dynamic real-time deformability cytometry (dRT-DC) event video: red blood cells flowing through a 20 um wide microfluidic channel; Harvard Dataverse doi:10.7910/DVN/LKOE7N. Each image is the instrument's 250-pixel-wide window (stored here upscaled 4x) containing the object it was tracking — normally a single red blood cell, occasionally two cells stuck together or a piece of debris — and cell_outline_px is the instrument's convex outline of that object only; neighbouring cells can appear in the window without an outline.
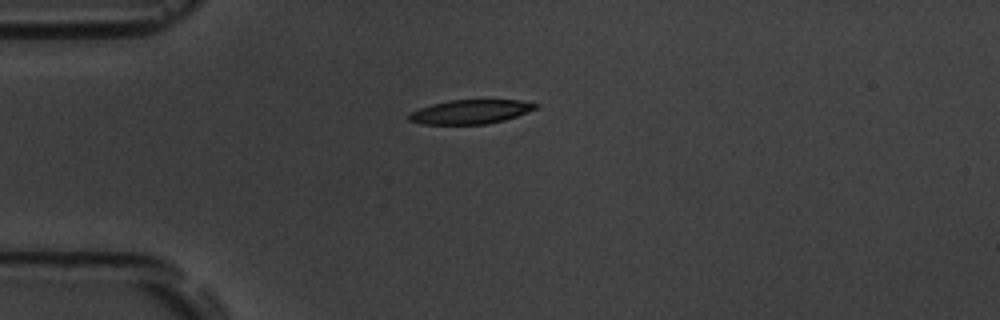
{"species": "common noctule bat (a hibernating species)", "species_latin": "Nyctalus noctula", "temperature_condition": "room temperature", "stored_images_in_passage": 43, "camera_frame_rate_fps": 3000, "um_per_image_px": 0.085, "animal": {"sex": "male", "body_mass_g": 19.5, "forearm_length_mm": 54.6}, "frame": {"image": 1, "passage_image": 1, "time_ms": 0.0, "image_size_px": [1000, 320], "cell_outline_px": [[540, 104], [536, 108], [516, 116], [504, 120], [488, 124], [420, 124], [408, 120], [408, 112], [432, 104], [448, 100], [520, 100]], "centroid_in_image_um": [39.95, 9.5], "position_along_channel_um": 45.0, "area_um2": 17.8}}
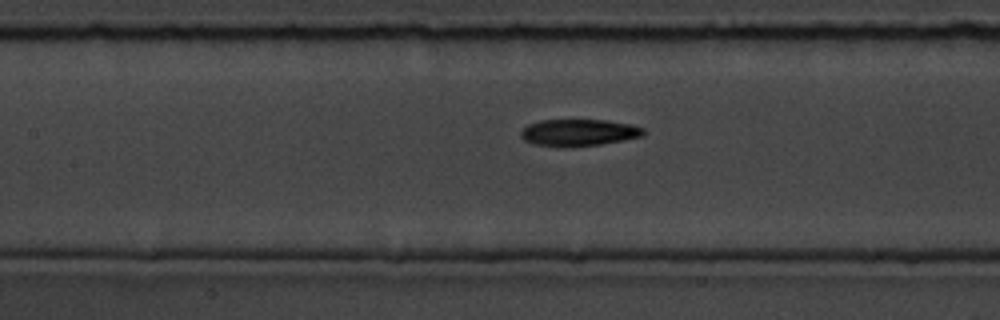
{"frame": {"image": 2, "passage_image": 12, "time_ms": 3.667, "image_size_px": [1000, 320], "cell_outline_px": [[644, 136], [600, 144], [536, 144], [524, 140], [520, 136], [520, 132], [528, 124], [540, 120], [604, 120], [632, 124], [644, 128]], "centroid_in_image_um": [49.24, 11.22], "position_along_channel_um": 158.2, "area_um2": 18.32}}
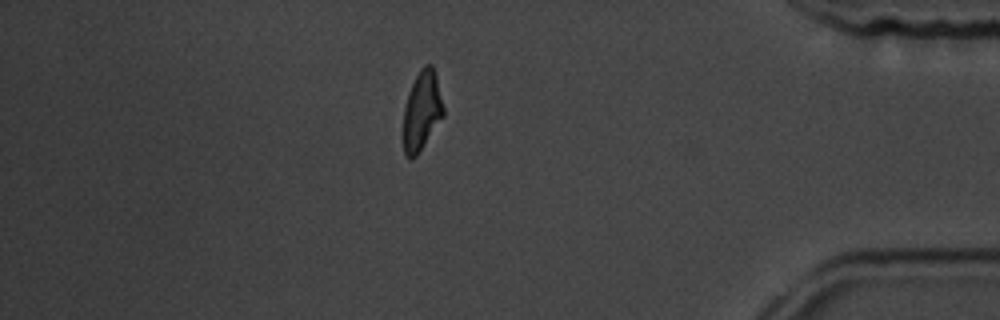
{"frame": {"image": 3, "passage_image": 35, "time_ms": 11.333, "image_size_px": [1000, 320], "cell_outline_px": [[444, 116], [416, 156], [412, 160], [408, 160], [404, 156], [404, 108], [408, 92], [420, 68], [424, 64], [432, 64], [436, 76], [444, 108]], "centroid_in_image_um": [35.85, 9.43], "position_along_channel_um": 399.3, "area_um2": 18.5}, "authors_computed_cell_mechanics": {"area_um2": 18.9006, "velocity_mm_per_s": 3.6327, "shape_relaxation_time_tau1_ms": 4.0961, "shape_relaxation_time_tau2_ms": 2.0455, "deformation_change_tau1": 0.1643, "deformation_change_tau2": 0.0959}}